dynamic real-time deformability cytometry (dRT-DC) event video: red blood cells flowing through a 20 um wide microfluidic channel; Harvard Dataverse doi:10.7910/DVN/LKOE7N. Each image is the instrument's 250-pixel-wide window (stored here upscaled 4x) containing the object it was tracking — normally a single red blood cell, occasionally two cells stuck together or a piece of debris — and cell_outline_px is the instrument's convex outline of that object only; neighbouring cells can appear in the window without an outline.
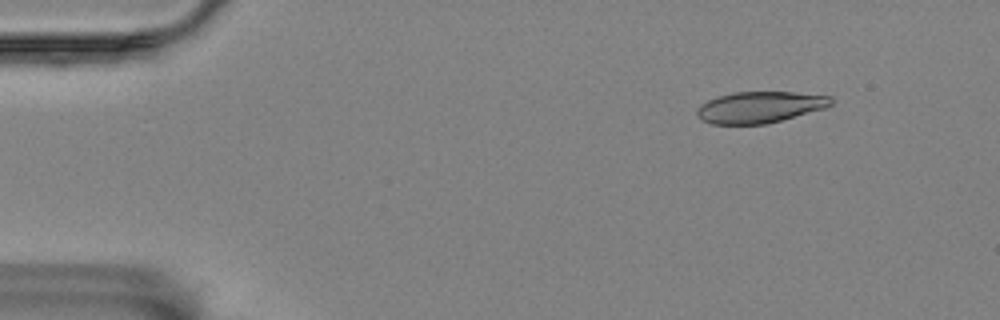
{"species": "Egyptian fruit bat (a non-hibernating species)", "species_latin": "Rousettus aegyptiacus", "temperature_condition": "room temperature", "stored_images_in_passage": 52, "camera_frame_rate_fps": 3000, "um_per_image_px": 0.085, "animal": {"sex": "female"}, "frame": {"image": 1, "passage_image": 1, "time_ms": 0.0, "image_size_px": [1000, 320], "cell_outline_px": [[832, 104], [828, 108], [764, 124], [712, 124], [700, 120], [696, 116], [696, 108], [700, 104], [716, 96], [732, 92], [792, 92], [832, 96]], "centroid_in_image_um": [64.55, 9.11], "position_along_channel_um": 20.4, "area_um2": 24.74}}
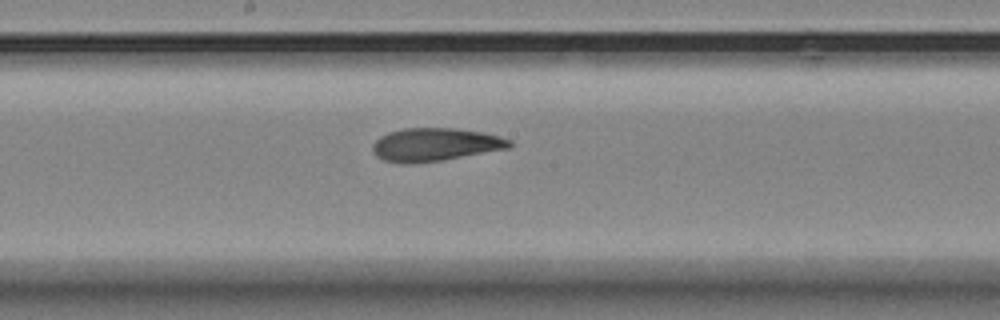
{"frame": {"image": 2, "passage_image": 25, "time_ms": 8.0, "image_size_px": [1000, 320], "cell_outline_px": [[512, 144], [508, 148], [440, 160], [412, 164], [400, 164], [384, 160], [376, 156], [372, 148], [372, 144], [380, 136], [388, 132], [404, 128], [456, 128], [484, 132], [512, 140]], "centroid_in_image_um": [36.94, 12.28], "position_along_channel_um": 211.3, "area_um2": 26.36}}
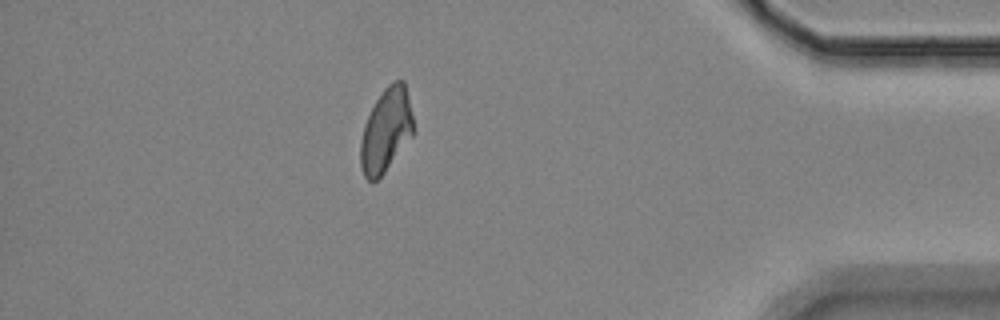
{"frame": {"image": 3, "passage_image": 45, "time_ms": 14.667, "image_size_px": [1000, 320], "cell_outline_px": [[412, 136], [384, 172], [376, 180], [368, 180], [364, 176], [360, 164], [360, 144], [364, 124], [376, 100], [384, 88], [392, 80], [404, 80], [412, 116]], "centroid_in_image_um": [32.79, 11.06], "position_along_channel_um": 402.4, "area_um2": 25.32}, "authors_computed_cell_mechanics": {"area_um2": 26.4146, "velocity_mm_per_s": 3.4417, "shape_relaxation_time_tau1_ms": 7.7833, "shape_relaxation_time_tau2_ms": 2.7735, "deformation_change_tau1": 0.2002, "deformation_change_tau2": 0.103}}